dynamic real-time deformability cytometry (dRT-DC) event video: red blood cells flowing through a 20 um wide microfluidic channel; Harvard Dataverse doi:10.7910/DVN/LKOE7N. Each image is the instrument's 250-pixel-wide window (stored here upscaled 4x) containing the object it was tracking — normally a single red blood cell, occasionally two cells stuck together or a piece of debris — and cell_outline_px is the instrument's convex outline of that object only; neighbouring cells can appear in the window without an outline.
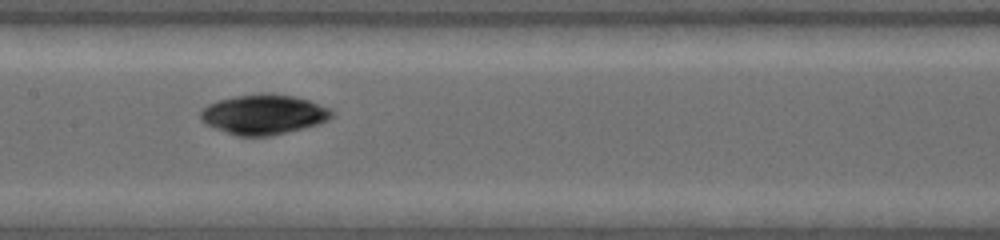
{"species": "common noctule bat (a hibernating species)", "species_latin": "Nyctalus noctula", "temperature_condition": "warm", "stored_images_in_passage": 8, "camera_frame_rate_fps": 4500, "um_per_image_px": 0.085, "animal": {"sex": "female", "body_mass_g": 19.0, "forearm_length_mm": 53.3}, "frame": {"image": 1, "passage_image": 6, "time_ms": 4.667, "image_size_px": [1000, 240], "cell_outline_px": [[332, 116], [328, 120], [304, 128], [268, 136], [236, 136], [204, 124], [200, 120], [200, 112], [208, 104], [220, 100], [236, 96], [260, 92], [272, 92], [292, 96], [308, 100], [328, 108], [332, 112]], "centroid_in_image_um": [22.37, 9.72], "position_along_channel_um": 185.0, "area_um2": 30.46}}
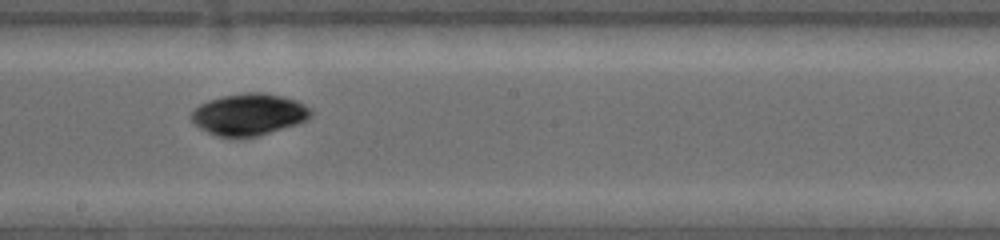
{"frame": {"image": 2, "passage_image": 7, "time_ms": 5.778, "image_size_px": [1000, 240], "cell_outline_px": [[312, 116], [304, 120], [256, 136], [216, 136], [200, 128], [188, 116], [200, 104], [208, 100], [224, 96], [244, 92], [264, 92], [284, 96], [296, 100], [304, 104], [312, 112]], "centroid_in_image_um": [21.12, 9.69], "position_along_channel_um": 227.1, "area_um2": 28.5}}
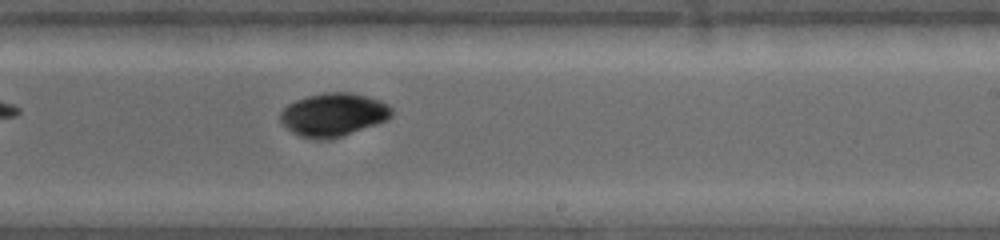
{"frame": {"image": 3, "passage_image": 8, "time_ms": 6.667, "image_size_px": [1000, 240], "cell_outline_px": [[392, 116], [376, 124], [332, 140], [316, 140], [300, 136], [292, 132], [280, 120], [280, 112], [288, 104], [296, 100], [308, 96], [324, 92], [352, 92], [368, 96], [380, 100], [388, 104], [392, 108]], "centroid_in_image_um": [28.34, 9.75], "position_along_channel_um": 260.7, "area_um2": 28.21}}